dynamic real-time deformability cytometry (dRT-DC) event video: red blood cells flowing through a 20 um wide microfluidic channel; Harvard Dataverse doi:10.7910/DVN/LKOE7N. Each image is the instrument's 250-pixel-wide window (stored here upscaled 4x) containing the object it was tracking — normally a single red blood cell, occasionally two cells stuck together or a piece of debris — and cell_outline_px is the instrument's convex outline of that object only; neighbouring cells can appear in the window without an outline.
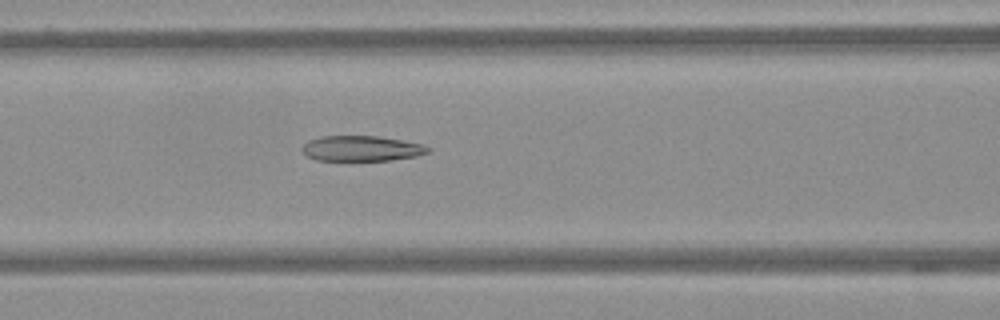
{"species": "Egyptian fruit bat (a non-hibernating species)", "species_latin": "Rousettus aegyptiacus", "temperature_condition": "warm", "stored_images_in_passage": 59, "camera_frame_rate_fps": 3000, "um_per_image_px": 0.085, "frame": {"image": 1, "passage_image": 26, "time_ms": 8.333, "image_size_px": [1000, 320], "cell_outline_px": [[432, 148], [428, 152], [416, 156], [388, 160], [316, 160], [304, 156], [300, 148], [308, 140], [320, 136], [380, 136], [424, 144]], "centroid_in_image_um": [30.69, 12.61], "position_along_channel_um": 135.9, "area_um2": 18.79}}
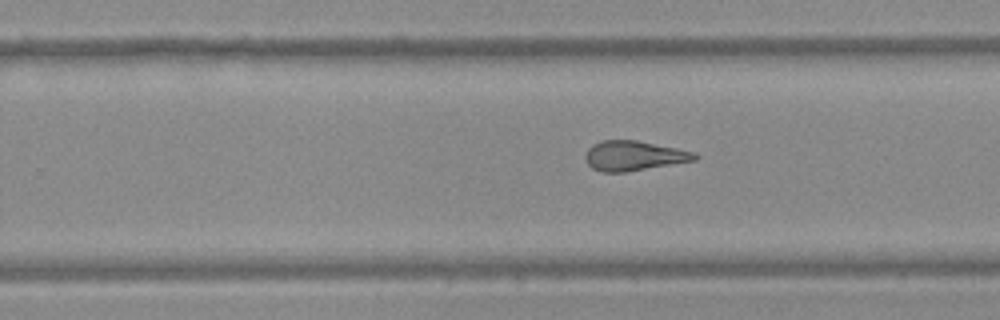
{"frame": {"image": 2, "passage_image": 38, "time_ms": 12.333, "image_size_px": [1000, 320], "cell_outline_px": [[700, 156], [696, 160], [624, 172], [600, 172], [592, 168], [588, 164], [584, 156], [588, 148], [592, 144], [600, 140], [636, 140], [696, 152]], "centroid_in_image_um": [53.86, 13.23], "position_along_channel_um": 275.9, "area_um2": 19.02}}
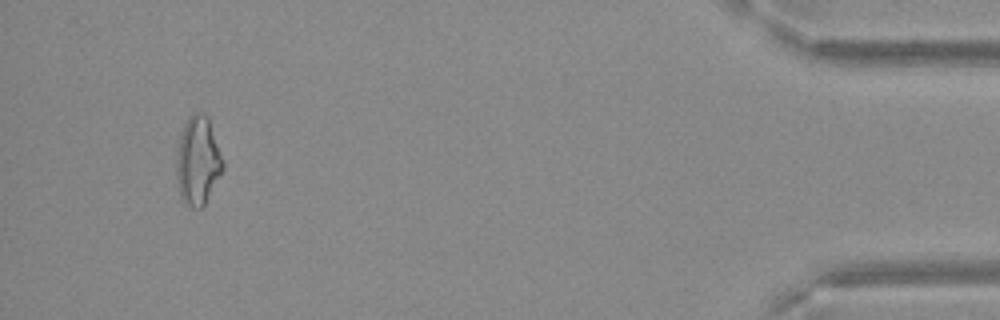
{"frame": {"image": 3, "passage_image": 56, "time_ms": 18.333, "image_size_px": [1000, 320], "cell_outline_px": [[224, 168], [204, 204], [200, 208], [192, 208], [184, 204], [180, 196], [176, 180], [176, 160], [180, 136], [184, 124], [192, 112], [196, 112], [208, 116], [224, 160]], "centroid_in_image_um": [16.81, 13.67], "position_along_channel_um": 418.4, "area_um2": 24.04}}